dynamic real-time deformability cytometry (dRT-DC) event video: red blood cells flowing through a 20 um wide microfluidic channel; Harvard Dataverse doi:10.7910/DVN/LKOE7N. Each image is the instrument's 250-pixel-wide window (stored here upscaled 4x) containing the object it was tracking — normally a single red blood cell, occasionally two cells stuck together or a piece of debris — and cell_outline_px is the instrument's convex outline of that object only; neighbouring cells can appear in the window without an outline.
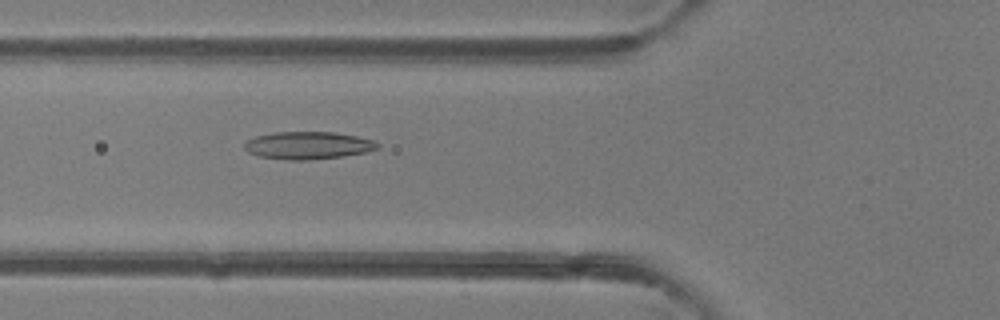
{"species": "common noctule bat (a hibernating species)", "species_latin": "Nyctalus noctula", "temperature_condition": "room temperature", "stored_images_in_passage": 49, "camera_frame_rate_fps": 3000, "um_per_image_px": 0.085, "animal": {"sex": "female"}, "frame": {"image": 1, "passage_image": 18, "time_ms": 5.667, "image_size_px": [1000, 320], "cell_outline_px": [[380, 148], [364, 152], [344, 156], [308, 160], [288, 160], [260, 156], [248, 152], [244, 148], [244, 140], [256, 136], [276, 132], [336, 132], [356, 136], [372, 140], [380, 144]], "centroid_in_image_um": [26.17, 12.35], "position_along_channel_um": 99.6, "area_um2": 21.39}}
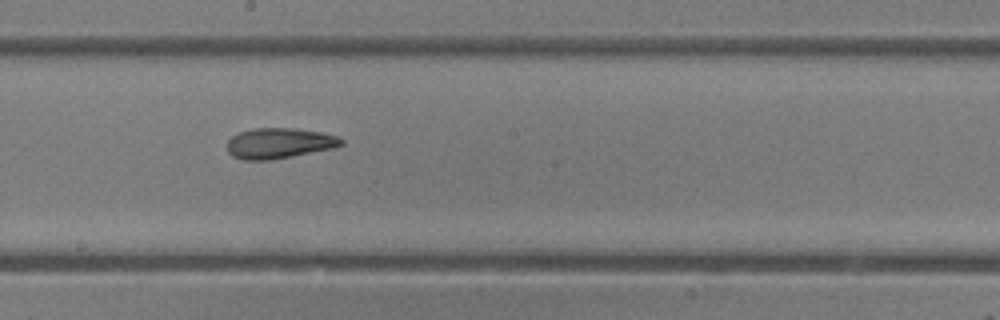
{"frame": {"image": 2, "passage_image": 27, "time_ms": 8.667, "image_size_px": [1000, 320], "cell_outline_px": [[344, 144], [332, 148], [272, 160], [244, 160], [232, 156], [228, 152], [228, 140], [232, 136], [240, 132], [252, 128], [292, 128], [320, 132], [336, 136], [344, 140]], "centroid_in_image_um": [23.71, 12.17], "position_along_channel_um": 224.5, "area_um2": 20.17}}
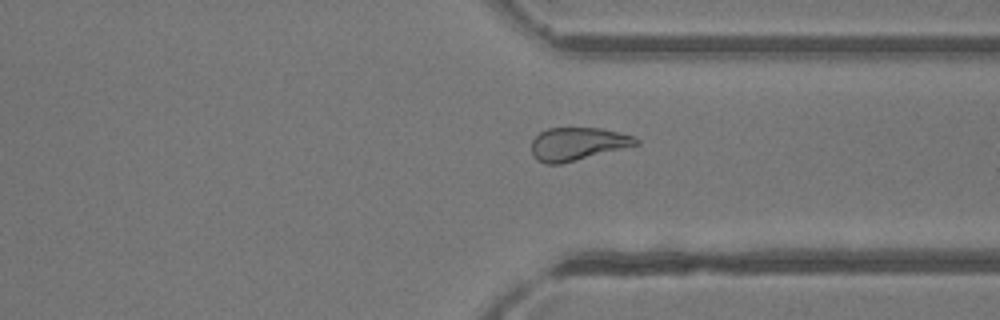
{"frame": {"image": 3, "passage_image": 37, "time_ms": 12.0, "image_size_px": [1000, 320], "cell_outline_px": [[640, 144], [560, 164], [544, 164], [536, 160], [532, 156], [532, 140], [540, 132], [548, 128], [604, 128], [620, 132], [632, 136], [640, 140]], "centroid_in_image_um": [49.08, 12.23], "position_along_channel_um": 362.3, "area_um2": 20.11}, "authors_computed_cell_mechanics": {"area_um2": 21.675, "velocity_mm_per_s": 4.1418, "shape_relaxation_time_tau1_ms": null, "shape_relaxation_time_tau2_ms": 2.8008, "deformation_change_tau1": null, "deformation_change_tau2": 0.1103}}